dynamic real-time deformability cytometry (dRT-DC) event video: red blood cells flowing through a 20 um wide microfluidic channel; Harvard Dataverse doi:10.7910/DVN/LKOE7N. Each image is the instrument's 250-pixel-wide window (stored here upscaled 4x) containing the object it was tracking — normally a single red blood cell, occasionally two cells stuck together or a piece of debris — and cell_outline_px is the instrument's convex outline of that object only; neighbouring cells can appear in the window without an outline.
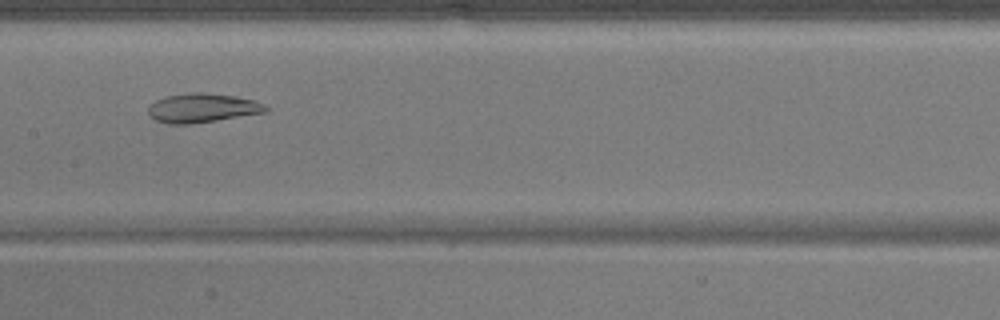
{"species": "common noctule bat (a hibernating species)", "species_latin": "Nyctalus noctula", "temperature_condition": "warm", "stored_images_in_passage": 50, "camera_frame_rate_fps": 3000, "um_per_image_px": 0.085, "animal": {"sex": "male", "body_mass_g": 17.9}, "frame": {"image": 1, "passage_image": 25, "time_ms": 8.0, "image_size_px": [1000, 320], "cell_outline_px": [[268, 108], [264, 112], [216, 120], [188, 124], [168, 124], [156, 120], [148, 116], [148, 108], [156, 100], [168, 96], [192, 92], [200, 92], [236, 96], [252, 100], [264, 104]], "centroid_in_image_um": [17.15, 9.18], "position_along_channel_um": 190.2, "area_um2": 19.59}}
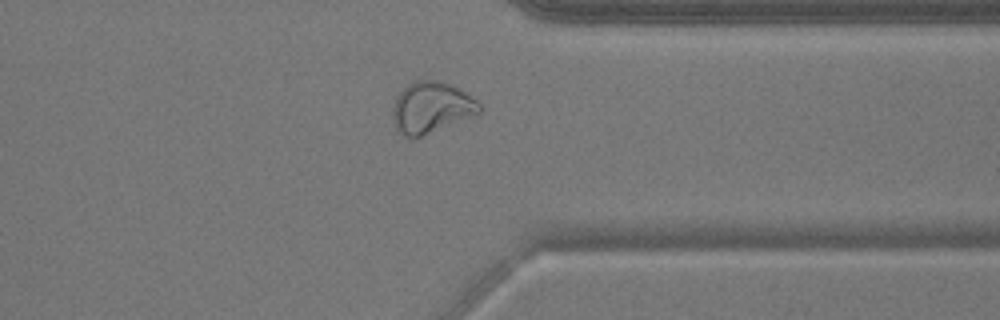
{"frame": {"image": 2, "passage_image": 39, "time_ms": 12.667, "image_size_px": [1000, 320], "cell_outline_px": [[480, 116], [420, 136], [408, 136], [400, 132], [396, 128], [392, 120], [392, 108], [396, 96], [408, 84], [416, 80], [440, 80], [452, 84], [476, 100], [480, 104]], "centroid_in_image_um": [36.7, 9.13], "position_along_channel_um": 374.7, "area_um2": 26.13}}
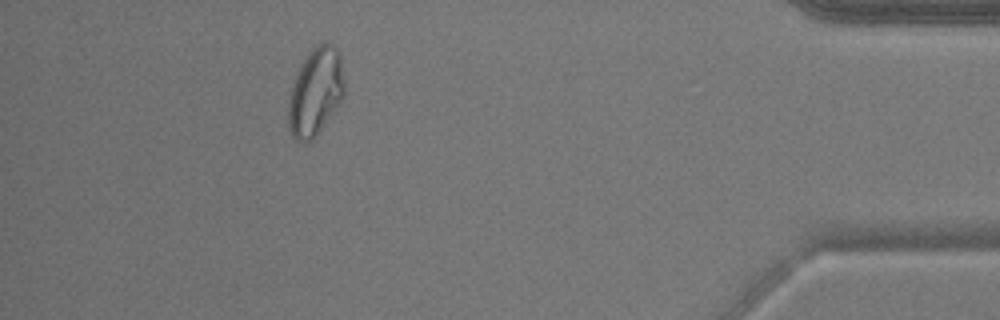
{"frame": {"image": 3, "passage_image": 45, "time_ms": 14.667, "image_size_px": [1000, 320], "cell_outline_px": [[344, 96], [316, 136], [312, 140], [304, 144], [296, 140], [292, 136], [288, 124], [288, 104], [292, 88], [296, 76], [304, 56], [316, 44], [324, 40], [332, 44], [340, 52], [344, 84]], "centroid_in_image_um": [26.82, 7.79], "position_along_channel_um": 408.4, "area_um2": 28.73}}